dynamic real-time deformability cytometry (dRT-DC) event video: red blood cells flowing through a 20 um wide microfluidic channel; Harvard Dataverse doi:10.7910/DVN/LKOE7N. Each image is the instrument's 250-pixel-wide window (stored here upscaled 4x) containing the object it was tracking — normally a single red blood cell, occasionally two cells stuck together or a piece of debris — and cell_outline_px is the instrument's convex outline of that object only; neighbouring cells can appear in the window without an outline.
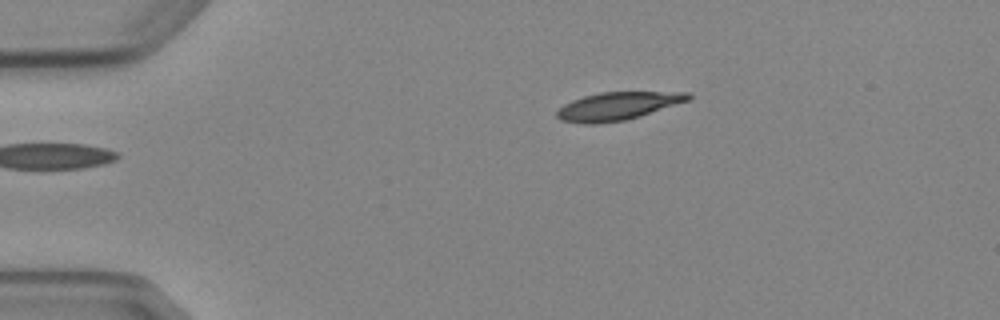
{"species": "Egyptian fruit bat (a non-hibernating species)", "species_latin": "Rousettus aegyptiacus", "temperature_condition": "cold", "stored_images_in_passage": 2, "camera_frame_rate_fps": 3000, "um_per_image_px": 0.085, "animal": {"sex": "female"}, "frame": {"image": 1, "passage_image": 2, "time_ms": 1.0, "image_size_px": [1000, 320], "cell_outline_px": [[692, 100], [640, 116], [624, 120], [596, 124], [580, 124], [560, 120], [556, 116], [556, 112], [564, 104], [572, 100], [584, 96], [600, 92], [692, 92]], "centroid_in_image_um": [52.53, 9.02], "position_along_channel_um": 32.5, "area_um2": 21.62}}